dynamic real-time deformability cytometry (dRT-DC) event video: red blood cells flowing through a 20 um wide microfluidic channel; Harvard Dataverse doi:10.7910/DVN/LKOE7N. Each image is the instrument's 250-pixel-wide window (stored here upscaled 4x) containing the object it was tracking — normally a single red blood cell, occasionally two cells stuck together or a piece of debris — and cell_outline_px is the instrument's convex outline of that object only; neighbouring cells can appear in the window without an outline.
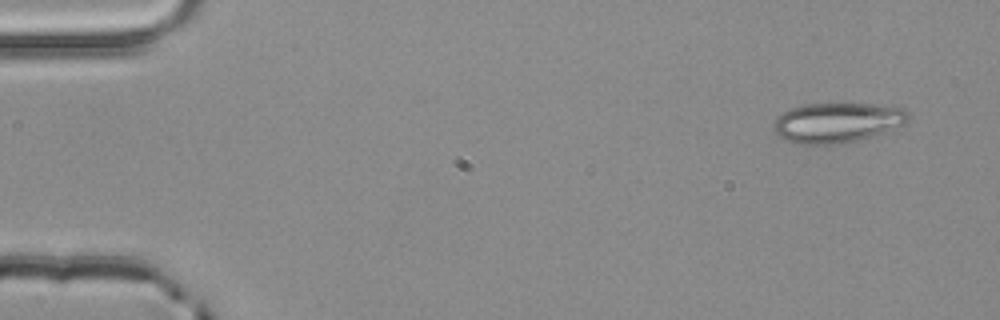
{"species": "common noctule bat (a hibernating species)", "species_latin": "Nyctalus noctula", "temperature_condition": "room temperature", "stored_images_in_passage": 3, "camera_frame_rate_fps": 3000, "um_per_image_px": 0.085, "animal": {"sex": "male", "body_mass_g": 20.4}, "frame": {"image": 1, "passage_image": 1, "time_ms": 0.0, "image_size_px": [1000, 320], "cell_outline_px": [[912, 116], [904, 124], [856, 140], [836, 144], [796, 144], [784, 140], [772, 132], [772, 128], [776, 116], [788, 108], [804, 104], [872, 104], [904, 108]], "centroid_in_image_um": [71.07, 10.41], "position_along_channel_um": 13.9, "area_um2": 31.39}}
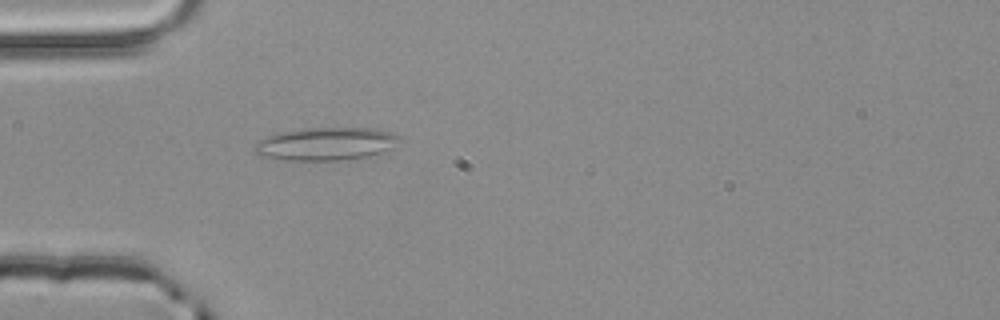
{"frame": {"image": 2, "passage_image": 3, "time_ms": 0.667, "image_size_px": [1000, 320], "cell_outline_px": [[400, 140], [388, 148], [380, 152], [368, 156], [340, 160], [284, 160], [260, 156], [256, 152], [252, 144], [268, 136], [284, 132], [312, 128], [376, 128], [392, 132], [400, 136]], "centroid_in_image_um": [27.69, 12.23], "position_along_channel_um": 57.3, "area_um2": 27.4}}